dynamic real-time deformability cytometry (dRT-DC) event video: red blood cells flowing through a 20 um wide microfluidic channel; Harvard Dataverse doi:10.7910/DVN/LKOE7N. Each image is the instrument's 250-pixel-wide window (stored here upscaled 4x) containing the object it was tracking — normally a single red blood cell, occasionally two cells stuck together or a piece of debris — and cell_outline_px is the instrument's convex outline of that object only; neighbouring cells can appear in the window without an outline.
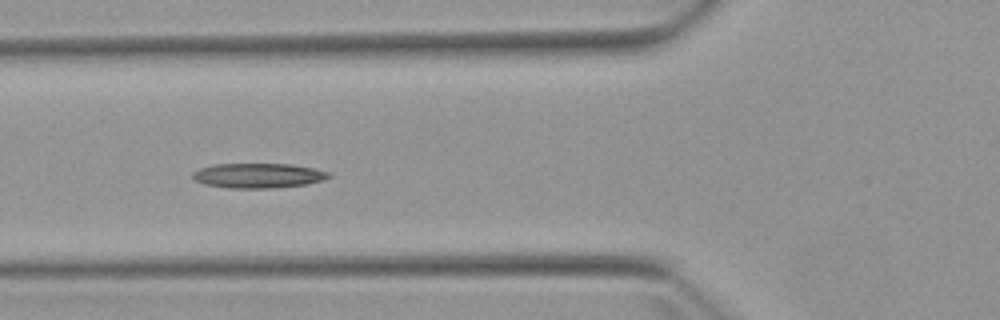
{"species": "Egyptian fruit bat (a non-hibernating species)", "species_latin": "Rousettus aegyptiacus", "temperature_condition": "warm", "stored_images_in_passage": 8, "camera_frame_rate_fps": 3000, "um_per_image_px": 0.085, "animal": {"sex": "female"}, "frame": {"image": 1, "passage_image": 6, "time_ms": 6.0, "image_size_px": [1000, 320], "cell_outline_px": [[332, 176], [324, 180], [308, 184], [276, 188], [228, 188], [204, 184], [196, 180], [192, 176], [192, 172], [200, 168], [212, 164], [292, 164], [332, 172]], "centroid_in_image_um": [21.99, 14.93], "position_along_channel_um": 103.8, "area_um2": 19.88}}
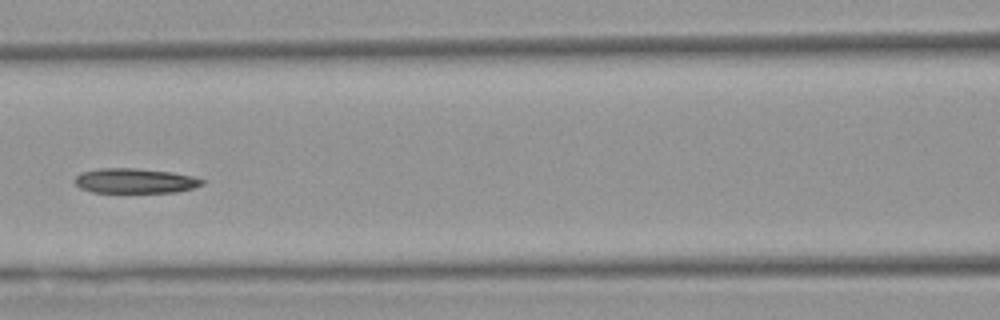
{"frame": {"image": 2, "passage_image": 7, "time_ms": 7.333, "image_size_px": [1000, 320], "cell_outline_px": [[204, 184], [192, 188], [176, 192], [92, 192], [80, 188], [72, 180], [80, 172], [100, 168], [136, 168], [172, 172], [192, 176], [204, 180]], "centroid_in_image_um": [11.44, 15.36], "position_along_channel_um": 155.2, "area_um2": 18.5}}
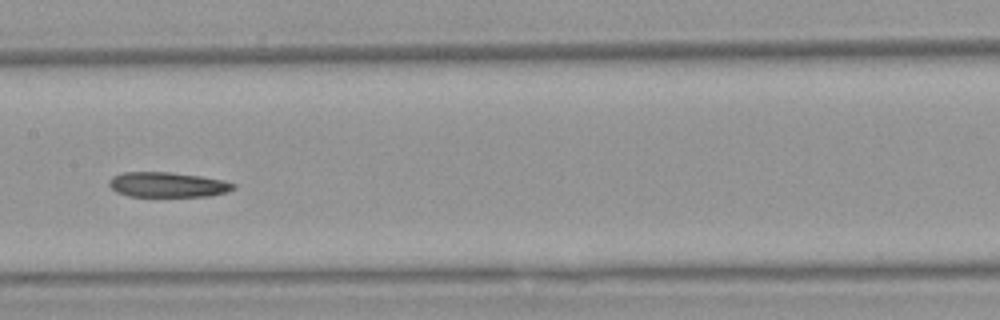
{"frame": {"image": 3, "passage_image": 8, "time_ms": 8.333, "image_size_px": [1000, 320], "cell_outline_px": [[236, 188], [228, 192], [208, 196], [128, 196], [116, 192], [108, 184], [108, 180], [112, 176], [124, 172], [168, 172], [200, 176], [224, 180], [236, 184]], "centroid_in_image_um": [14.25, 15.7], "position_along_channel_um": 193.2, "area_um2": 18.21}}